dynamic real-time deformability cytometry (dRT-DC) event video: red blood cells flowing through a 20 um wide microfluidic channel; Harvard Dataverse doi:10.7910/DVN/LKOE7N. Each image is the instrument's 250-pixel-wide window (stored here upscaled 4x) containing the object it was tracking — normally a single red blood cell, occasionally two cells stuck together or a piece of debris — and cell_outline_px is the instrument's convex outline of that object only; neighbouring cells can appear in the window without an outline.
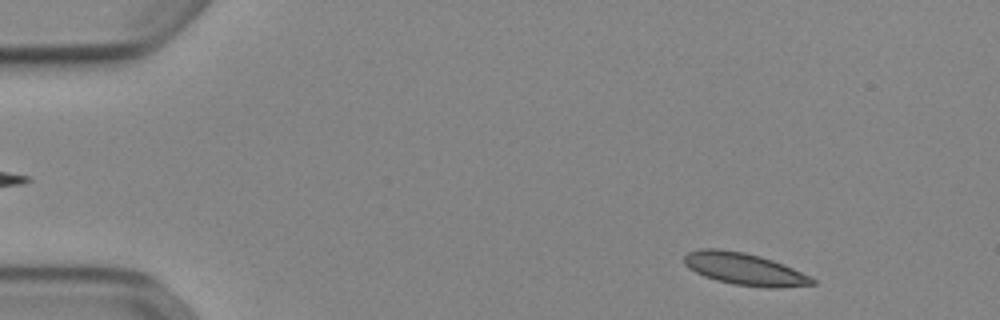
{"species": "Egyptian fruit bat (a non-hibernating species)", "species_latin": "Rousettus aegyptiacus", "temperature_condition": "cold", "stored_images_in_passage": 50, "camera_frame_rate_fps": 3000, "um_per_image_px": 0.085, "animal": {"sex": "female"}, "frame": {"image": 1, "passage_image": 4, "time_ms": 1.0, "image_size_px": [1000, 320], "cell_outline_px": [[816, 284], [780, 288], [772, 288], [732, 284], [716, 280], [704, 276], [688, 268], [684, 264], [684, 256], [688, 252], [700, 248], [720, 248], [744, 252], [760, 256], [772, 260], [812, 276], [816, 280]], "centroid_in_image_um": [63.28, 22.86], "position_along_channel_um": 21.7, "area_um2": 24.1}}
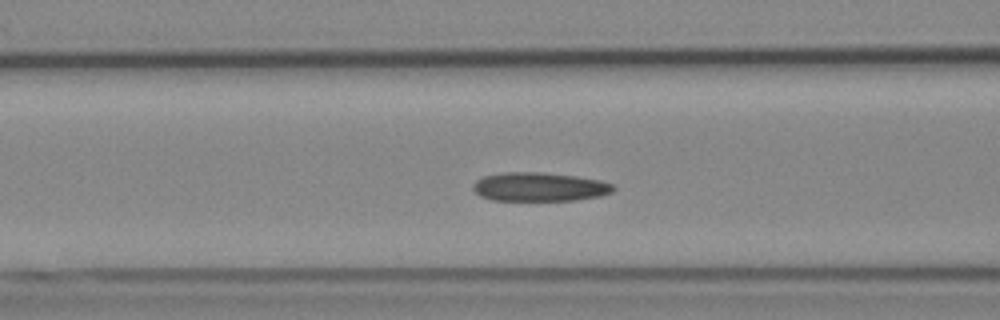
{"frame": {"image": 2, "passage_image": 19, "time_ms": 6.0, "image_size_px": [1000, 320], "cell_outline_px": [[616, 188], [612, 192], [600, 196], [576, 200], [492, 200], [480, 196], [472, 188], [472, 184], [476, 180], [484, 176], [504, 172], [544, 172], [576, 176], [600, 180], [612, 184]], "centroid_in_image_um": [45.85, 15.88], "position_along_channel_um": 120.8, "area_um2": 23.64}}
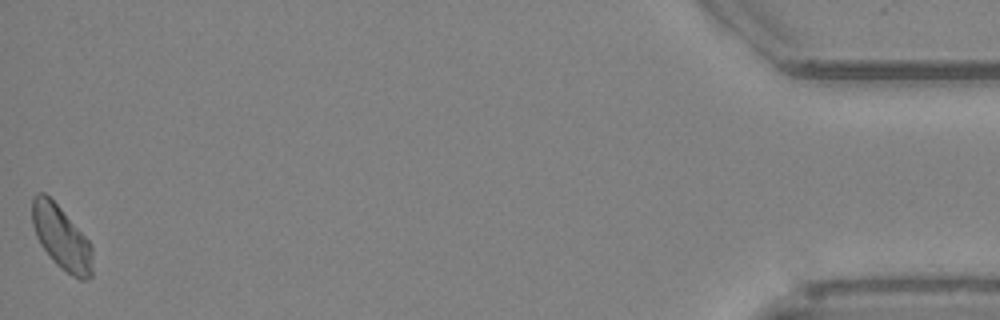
{"frame": {"image": 3, "passage_image": 50, "time_ms": 16.333, "image_size_px": [1000, 320], "cell_outline_px": [[92, 276], [88, 280], [80, 280], [72, 276], [56, 264], [52, 260], [40, 244], [36, 236], [32, 224], [32, 196], [36, 192], [44, 192], [60, 208], [88, 240], [92, 248]], "centroid_in_image_um": [5.2, 20.22], "position_along_channel_um": 430.0, "area_um2": 22.31}, "authors_computed_cell_mechanics": {"area_um2": 23.2356, "velocity_mm_per_s": 3.8644, "shape_relaxation_time_tau1_ms": null, "shape_relaxation_time_tau2_ms": 6.1983, "deformation_change_tau1": null, "deformation_change_tau2": 0.1086}}